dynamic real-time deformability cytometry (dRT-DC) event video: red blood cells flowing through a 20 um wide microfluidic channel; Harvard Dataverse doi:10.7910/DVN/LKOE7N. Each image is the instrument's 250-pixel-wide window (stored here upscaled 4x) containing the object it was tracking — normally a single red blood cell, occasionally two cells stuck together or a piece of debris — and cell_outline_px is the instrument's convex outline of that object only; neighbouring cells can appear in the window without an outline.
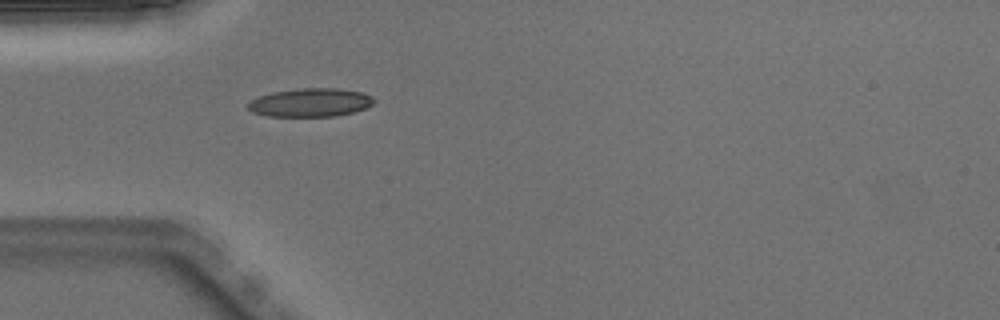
{"species": "Egyptian fruit bat (a non-hibernating species)", "species_latin": "Rousettus aegyptiacus", "temperature_condition": "warm", "stored_images_in_passage": 37, "camera_frame_rate_fps": 3000, "um_per_image_px": 0.085, "animal": {"sex": "male"}, "frame": {"image": 1, "passage_image": 2, "time_ms": 0.333, "image_size_px": [1000, 320], "cell_outline_px": [[376, 100], [372, 104], [356, 112], [336, 116], [264, 116], [252, 112], [248, 108], [248, 104], [252, 100], [260, 96], [272, 92], [300, 88], [336, 88], [360, 92], [372, 96]], "centroid_in_image_um": [26.4, 8.72], "position_along_channel_um": 58.6, "area_um2": 20.87}}
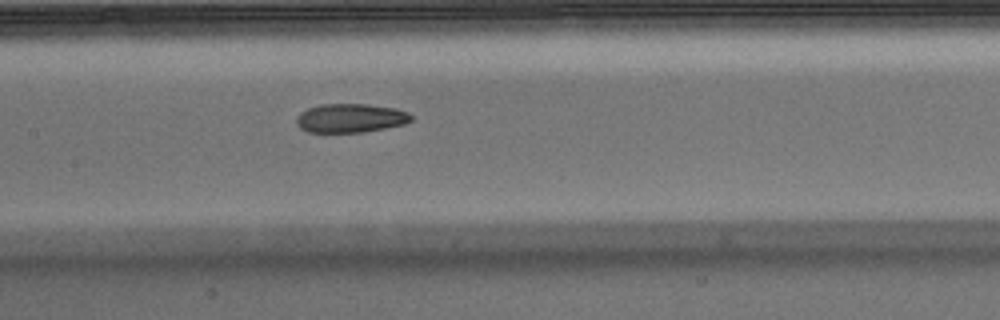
{"frame": {"image": 2, "passage_image": 11, "time_ms": 3.333, "image_size_px": [1000, 320], "cell_outline_px": [[412, 120], [404, 124], [364, 132], [308, 132], [300, 128], [296, 124], [296, 116], [300, 112], [308, 108], [320, 104], [368, 104], [396, 108], [408, 112], [412, 116]], "centroid_in_image_um": [29.78, 10.03], "position_along_channel_um": 177.6, "area_um2": 19.42}}
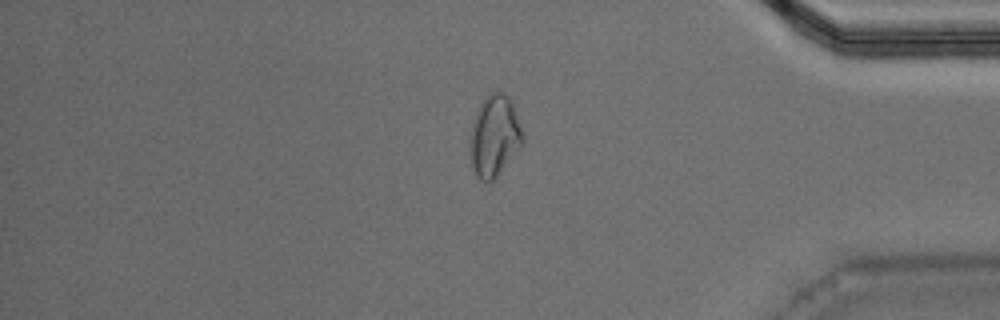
{"frame": {"image": 3, "passage_image": 29, "time_ms": 9.333, "image_size_px": [1000, 320], "cell_outline_px": [[524, 140], [496, 176], [488, 184], [480, 180], [476, 176], [472, 164], [472, 124], [476, 112], [480, 104], [488, 92], [504, 92], [508, 96], [512, 104]], "centroid_in_image_um": [42.01, 11.53], "position_along_channel_um": 393.2, "area_um2": 23.93}, "authors_computed_cell_mechanics": {"area_um2": 20.3456, "velocity_mm_per_s": 4.0226, "shape_relaxation_time_tau1_ms": null, "shape_relaxation_time_tau2_ms": 3.0965, "deformation_change_tau1": null, "deformation_change_tau2": 0.0864}}